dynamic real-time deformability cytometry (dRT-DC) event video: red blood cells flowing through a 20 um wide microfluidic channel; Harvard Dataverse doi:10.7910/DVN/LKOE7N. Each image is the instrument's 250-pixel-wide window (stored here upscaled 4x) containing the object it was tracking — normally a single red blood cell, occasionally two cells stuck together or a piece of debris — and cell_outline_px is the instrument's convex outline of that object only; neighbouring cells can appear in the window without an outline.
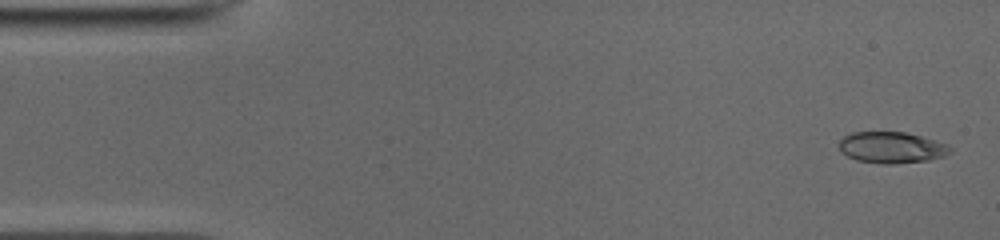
{"species": "common noctule bat (a hibernating species)", "species_latin": "Nyctalus noctula", "temperature_condition": "cold", "stored_images_in_passage": 50, "camera_frame_rate_fps": 3000, "um_per_image_px": 0.085, "animal": {"sex": "male", "body_mass_g": 19.0, "forearm_length_mm": 50.8}, "frame": {"image": 1, "passage_image": 2, "time_ms": 0.333, "image_size_px": [1000, 240], "cell_outline_px": [[952, 152], [944, 156], [928, 160], [892, 164], [880, 164], [856, 160], [840, 152], [840, 140], [844, 136], [852, 132], [904, 132], [920, 136], [948, 144], [952, 148]], "centroid_in_image_um": [75.79, 12.54], "position_along_channel_um": 9.2, "area_um2": 20.29}}
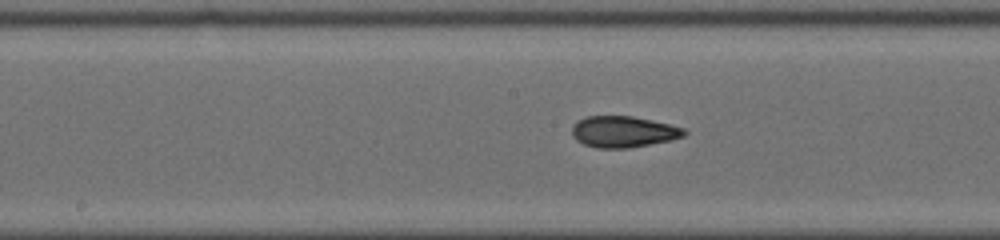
{"frame": {"image": 2, "passage_image": 25, "time_ms": 8.0, "image_size_px": [1000, 240], "cell_outline_px": [[688, 132], [684, 136], [672, 140], [628, 148], [600, 148], [584, 144], [576, 140], [572, 136], [572, 128], [580, 120], [588, 116], [632, 116], [672, 124], [684, 128]], "centroid_in_image_um": [53.04, 11.2], "position_along_channel_um": 195.2, "area_um2": 20.4}}
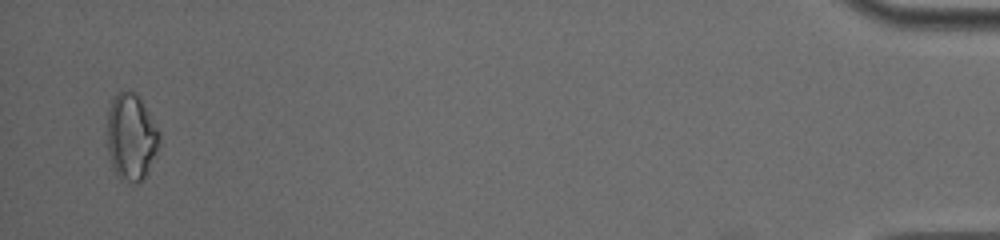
{"frame": {"image": 3, "passage_image": 49, "time_ms": 16.0, "image_size_px": [1000, 240], "cell_outline_px": [[160, 144], [148, 172], [144, 180], [136, 184], [120, 180], [116, 176], [108, 156], [108, 108], [112, 100], [120, 92], [136, 92], [160, 132]], "centroid_in_image_um": [11.16, 11.72], "position_along_channel_um": 424.0, "area_um2": 26.47}, "authors_computed_cell_mechanics": {"area_um2": 20.5479, "velocity_mm_per_s": 3.9684, "shape_relaxation_time_tau1_ms": 6.8924, "shape_relaxation_time_tau2_ms": 2.6445, "deformation_change_tau1": 0.1722, "deformation_change_tau2": 0.0679}}